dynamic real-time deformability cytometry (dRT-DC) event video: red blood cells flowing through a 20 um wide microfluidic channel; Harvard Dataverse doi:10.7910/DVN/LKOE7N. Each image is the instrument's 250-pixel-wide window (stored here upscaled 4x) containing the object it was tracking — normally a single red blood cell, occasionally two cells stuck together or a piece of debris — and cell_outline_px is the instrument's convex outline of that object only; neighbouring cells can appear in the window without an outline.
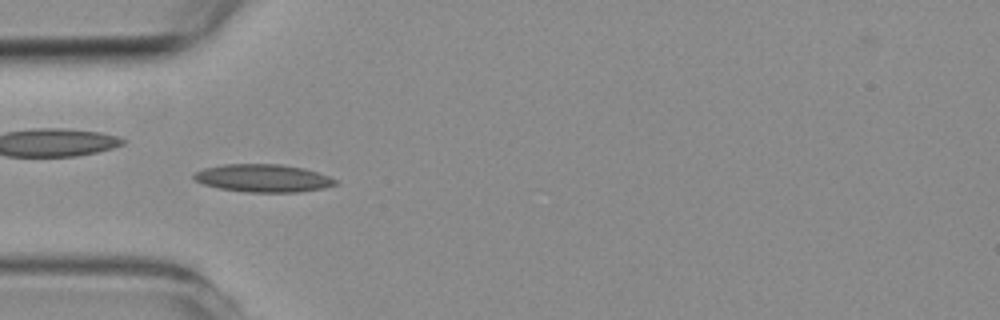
{"species": "common noctule bat (a hibernating species)", "species_latin": "Nyctalus noctula", "temperature_condition": "room temperature", "stored_images_in_passage": 4, "camera_frame_rate_fps": 3000, "um_per_image_px": 0.085, "animal": {"sex": "female", "body_mass_g": 19.3, "forearm_length_mm": 54.1}, "frame": {"image": 1, "passage_image": 3, "time_ms": 3.333, "image_size_px": [1000, 320], "cell_outline_px": [[336, 184], [324, 188], [296, 192], [244, 192], [220, 188], [204, 184], [196, 180], [192, 176], [196, 172], [204, 168], [224, 164], [280, 164], [304, 168], [328, 176], [336, 180]], "centroid_in_image_um": [22.35, 15.14], "position_along_channel_um": 62.6, "area_um2": 22.72}}